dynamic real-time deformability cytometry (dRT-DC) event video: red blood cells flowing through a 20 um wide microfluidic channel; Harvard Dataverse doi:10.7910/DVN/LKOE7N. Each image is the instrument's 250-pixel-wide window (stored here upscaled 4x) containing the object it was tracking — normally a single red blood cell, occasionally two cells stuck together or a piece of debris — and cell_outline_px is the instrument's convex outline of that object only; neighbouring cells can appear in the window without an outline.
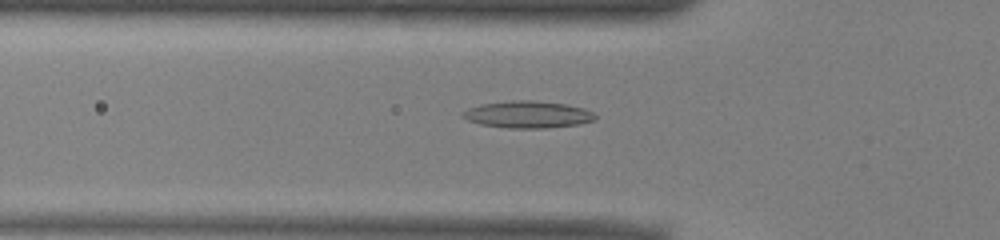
{"species": "common noctule bat (a hibernating species)", "species_latin": "Nyctalus noctula", "temperature_condition": "warm", "stored_images_in_passage": 51, "camera_frame_rate_fps": 3000, "um_per_image_px": 0.085, "animal": {"sex": "male", "body_mass_g": 13.0, "forearm_length_mm": 53.1}, "frame": {"image": 1, "passage_image": 17, "time_ms": 5.333, "image_size_px": [1000, 240], "cell_outline_px": [[596, 120], [580, 124], [544, 128], [508, 128], [480, 124], [468, 120], [460, 116], [460, 112], [468, 108], [480, 104], [512, 100], [532, 100], [568, 104], [584, 108], [592, 112], [596, 116]], "centroid_in_image_um": [44.84, 9.73], "position_along_channel_um": 81.0, "area_um2": 21.04}}
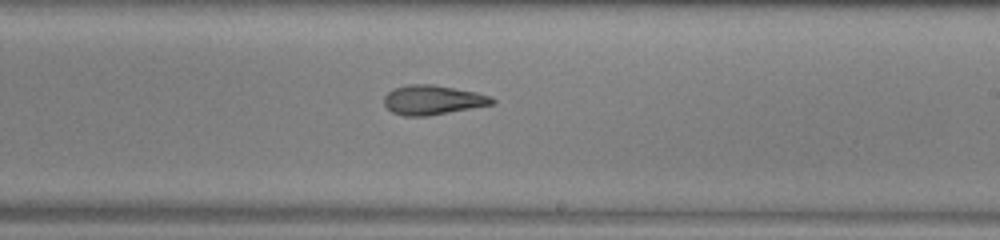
{"frame": {"image": 2, "passage_image": 30, "time_ms": 9.667, "image_size_px": [1000, 240], "cell_outline_px": [[496, 104], [428, 116], [404, 116], [392, 112], [384, 104], [384, 96], [392, 88], [408, 84], [432, 84], [476, 92], [488, 96], [496, 100]], "centroid_in_image_um": [36.77, 8.5], "position_along_channel_um": 252.2, "area_um2": 18.67}}
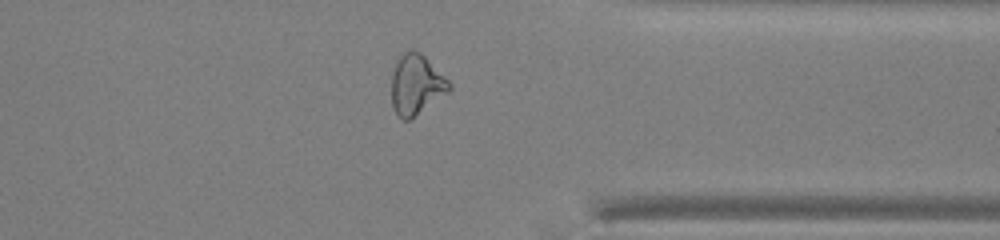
{"frame": {"image": 3, "passage_image": 40, "time_ms": 13.0, "image_size_px": [1000, 240], "cell_outline_px": [[452, 88], [448, 92], [408, 120], [404, 120], [392, 108], [392, 72], [400, 56], [408, 48], [412, 48], [420, 52], [452, 84]], "centroid_in_image_um": [35.37, 7.16], "position_along_channel_um": 376.0, "area_um2": 19.88}, "authors_computed_cell_mechanics": {"area_um2": 19.8832, "velocity_mm_per_s": 3.9462, "shape_relaxation_time_tau1_ms": null, "shape_relaxation_time_tau2_ms": 4.3367, "deformation_change_tau1": null, "deformation_change_tau2": 0.1538}}